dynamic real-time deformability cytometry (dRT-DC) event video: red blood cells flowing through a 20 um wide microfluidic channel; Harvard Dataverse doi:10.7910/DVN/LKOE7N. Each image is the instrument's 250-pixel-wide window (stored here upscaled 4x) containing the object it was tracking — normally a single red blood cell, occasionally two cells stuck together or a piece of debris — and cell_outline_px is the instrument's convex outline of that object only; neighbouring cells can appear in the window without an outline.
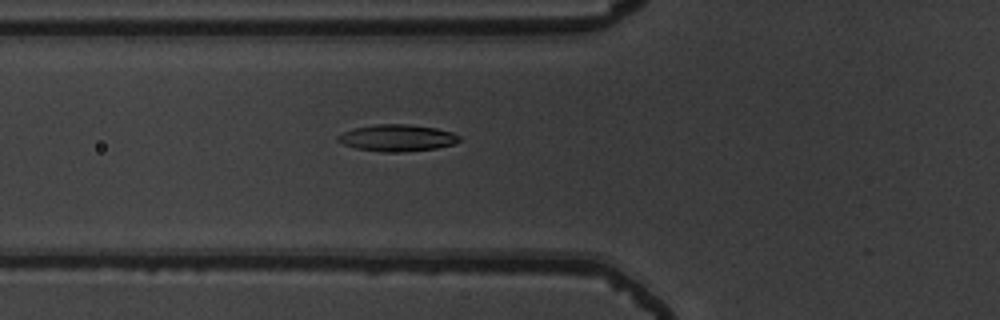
{"species": "common noctule bat (a hibernating species)", "species_latin": "Nyctalus noctula", "temperature_condition": "warm", "stored_images_in_passage": 37, "camera_frame_rate_fps": 3000, "um_per_image_px": 0.085, "animal": {"sex": "male", "body_mass_g": 19.5, "forearm_length_mm": 54.6}, "frame": {"image": 1, "passage_image": 3, "time_ms": 0.667, "image_size_px": [1000, 320], "cell_outline_px": [[460, 140], [452, 144], [436, 148], [404, 152], [384, 152], [356, 148], [344, 144], [336, 140], [336, 136], [344, 132], [356, 128], [376, 124], [408, 124], [436, 128], [452, 132], [460, 136]], "centroid_in_image_um": [33.76, 11.72], "position_along_channel_um": 92.0, "area_um2": 18.79}}
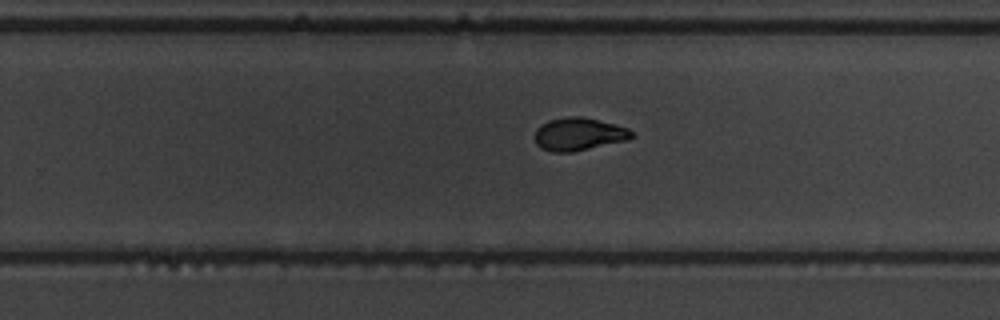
{"frame": {"image": 2, "passage_image": 18, "time_ms": 5.667, "image_size_px": [1000, 320], "cell_outline_px": [[636, 136], [628, 140], [572, 152], [552, 152], [540, 148], [536, 144], [536, 128], [540, 124], [548, 120], [564, 116], [584, 116], [616, 124], [628, 128], [636, 132]], "centroid_in_image_um": [49.23, 11.38], "position_along_channel_um": 280.6, "area_um2": 18.96}}
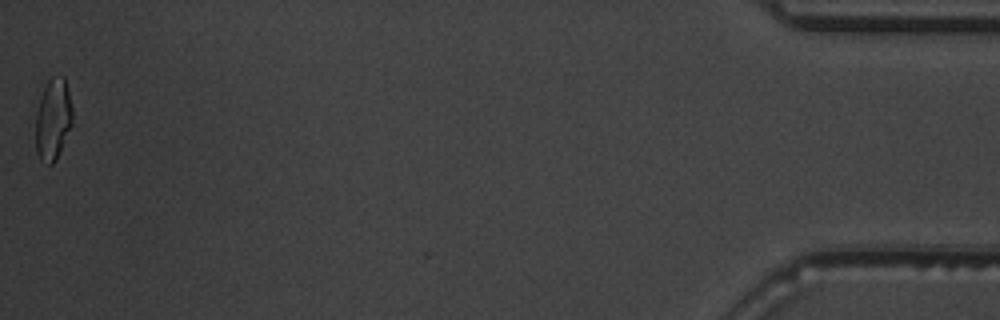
{"frame": {"image": 3, "passage_image": 37, "time_ms": 12.0, "image_size_px": [1000, 320], "cell_outline_px": [[72, 124], [56, 160], [52, 164], [48, 164], [40, 160], [36, 152], [36, 112], [44, 88], [48, 80], [52, 76], [64, 76], [68, 88], [72, 108]], "centroid_in_image_um": [4.51, 10.14], "position_along_channel_um": 430.7, "area_um2": 17.46}, "authors_computed_cell_mechanics": {"area_um2": 18.4382, "velocity_mm_per_s": 3.7664, "shape_relaxation_time_tau1_ms": 5.8823, "shape_relaxation_time_tau2_ms": 2.2203, "deformation_change_tau1": 0.1888, "deformation_change_tau2": 0.0802}}